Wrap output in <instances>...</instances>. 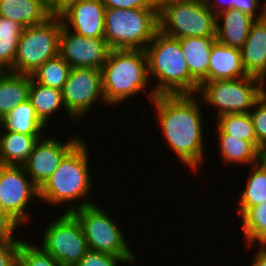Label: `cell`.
Wrapping results in <instances>:
<instances>
[{"label":"cell","mask_w":266,"mask_h":266,"mask_svg":"<svg viewBox=\"0 0 266 266\" xmlns=\"http://www.w3.org/2000/svg\"><path fill=\"white\" fill-rule=\"evenodd\" d=\"M151 101L164 139L179 160L195 172L205 153L203 114L198 98L194 94L157 95Z\"/></svg>","instance_id":"1"},{"label":"cell","mask_w":266,"mask_h":266,"mask_svg":"<svg viewBox=\"0 0 266 266\" xmlns=\"http://www.w3.org/2000/svg\"><path fill=\"white\" fill-rule=\"evenodd\" d=\"M151 42L144 49L148 72L159 82L149 91L150 99L157 95L190 94V71L178 38L158 30Z\"/></svg>","instance_id":"2"},{"label":"cell","mask_w":266,"mask_h":266,"mask_svg":"<svg viewBox=\"0 0 266 266\" xmlns=\"http://www.w3.org/2000/svg\"><path fill=\"white\" fill-rule=\"evenodd\" d=\"M101 73L105 104H119L144 91L150 80L145 50H110Z\"/></svg>","instance_id":"3"},{"label":"cell","mask_w":266,"mask_h":266,"mask_svg":"<svg viewBox=\"0 0 266 266\" xmlns=\"http://www.w3.org/2000/svg\"><path fill=\"white\" fill-rule=\"evenodd\" d=\"M86 144L81 140L63 158L56 171L39 188V200L56 206L68 201L70 207L65 212L71 213L78 208L76 200H83L92 188Z\"/></svg>","instance_id":"4"},{"label":"cell","mask_w":266,"mask_h":266,"mask_svg":"<svg viewBox=\"0 0 266 266\" xmlns=\"http://www.w3.org/2000/svg\"><path fill=\"white\" fill-rule=\"evenodd\" d=\"M159 30L157 9H106L104 39L111 50H144Z\"/></svg>","instance_id":"5"},{"label":"cell","mask_w":266,"mask_h":266,"mask_svg":"<svg viewBox=\"0 0 266 266\" xmlns=\"http://www.w3.org/2000/svg\"><path fill=\"white\" fill-rule=\"evenodd\" d=\"M62 20L53 14L44 23L23 28L13 72L33 75L47 60L59 55Z\"/></svg>","instance_id":"6"},{"label":"cell","mask_w":266,"mask_h":266,"mask_svg":"<svg viewBox=\"0 0 266 266\" xmlns=\"http://www.w3.org/2000/svg\"><path fill=\"white\" fill-rule=\"evenodd\" d=\"M265 82L255 76L204 82L197 94L202 101L215 106L218 117L226 114L249 113L264 95Z\"/></svg>","instance_id":"7"},{"label":"cell","mask_w":266,"mask_h":266,"mask_svg":"<svg viewBox=\"0 0 266 266\" xmlns=\"http://www.w3.org/2000/svg\"><path fill=\"white\" fill-rule=\"evenodd\" d=\"M71 213L80 222L90 250L119 257H136L121 228L101 207L84 200Z\"/></svg>","instance_id":"8"},{"label":"cell","mask_w":266,"mask_h":266,"mask_svg":"<svg viewBox=\"0 0 266 266\" xmlns=\"http://www.w3.org/2000/svg\"><path fill=\"white\" fill-rule=\"evenodd\" d=\"M159 31L174 37H216V15L205 0L172 3L158 12Z\"/></svg>","instance_id":"9"},{"label":"cell","mask_w":266,"mask_h":266,"mask_svg":"<svg viewBox=\"0 0 266 266\" xmlns=\"http://www.w3.org/2000/svg\"><path fill=\"white\" fill-rule=\"evenodd\" d=\"M42 245L61 266H75L89 250L77 218L64 212L43 231Z\"/></svg>","instance_id":"10"},{"label":"cell","mask_w":266,"mask_h":266,"mask_svg":"<svg viewBox=\"0 0 266 266\" xmlns=\"http://www.w3.org/2000/svg\"><path fill=\"white\" fill-rule=\"evenodd\" d=\"M35 197L39 198V188L22 166L0 165V210L25 225L29 216L26 207Z\"/></svg>","instance_id":"11"},{"label":"cell","mask_w":266,"mask_h":266,"mask_svg":"<svg viewBox=\"0 0 266 266\" xmlns=\"http://www.w3.org/2000/svg\"><path fill=\"white\" fill-rule=\"evenodd\" d=\"M65 110L70 119L81 120L91 110L93 103L102 98L105 102L102 90L101 70L94 68H71L67 82L62 89Z\"/></svg>","instance_id":"12"},{"label":"cell","mask_w":266,"mask_h":266,"mask_svg":"<svg viewBox=\"0 0 266 266\" xmlns=\"http://www.w3.org/2000/svg\"><path fill=\"white\" fill-rule=\"evenodd\" d=\"M62 25L59 55L71 68H94L101 70L110 48L104 38L83 37Z\"/></svg>","instance_id":"13"},{"label":"cell","mask_w":266,"mask_h":266,"mask_svg":"<svg viewBox=\"0 0 266 266\" xmlns=\"http://www.w3.org/2000/svg\"><path fill=\"white\" fill-rule=\"evenodd\" d=\"M73 137L68 138L65 143L53 137H44L35 144L22 167L38 188L48 180L63 158L81 141L79 137Z\"/></svg>","instance_id":"14"},{"label":"cell","mask_w":266,"mask_h":266,"mask_svg":"<svg viewBox=\"0 0 266 266\" xmlns=\"http://www.w3.org/2000/svg\"><path fill=\"white\" fill-rule=\"evenodd\" d=\"M105 10L102 0H77L65 6L58 15L66 28L73 27L74 33L104 38Z\"/></svg>","instance_id":"15"},{"label":"cell","mask_w":266,"mask_h":266,"mask_svg":"<svg viewBox=\"0 0 266 266\" xmlns=\"http://www.w3.org/2000/svg\"><path fill=\"white\" fill-rule=\"evenodd\" d=\"M178 40L190 71V94L197 95L199 86L208 82L211 49L216 37H184Z\"/></svg>","instance_id":"16"},{"label":"cell","mask_w":266,"mask_h":266,"mask_svg":"<svg viewBox=\"0 0 266 266\" xmlns=\"http://www.w3.org/2000/svg\"><path fill=\"white\" fill-rule=\"evenodd\" d=\"M240 51L246 73L266 83V16L252 22Z\"/></svg>","instance_id":"17"},{"label":"cell","mask_w":266,"mask_h":266,"mask_svg":"<svg viewBox=\"0 0 266 266\" xmlns=\"http://www.w3.org/2000/svg\"><path fill=\"white\" fill-rule=\"evenodd\" d=\"M249 76L242 63L241 51L215 41L208 67V82Z\"/></svg>","instance_id":"18"},{"label":"cell","mask_w":266,"mask_h":266,"mask_svg":"<svg viewBox=\"0 0 266 266\" xmlns=\"http://www.w3.org/2000/svg\"><path fill=\"white\" fill-rule=\"evenodd\" d=\"M52 15L48 0L0 1V16L15 21L24 28L42 24Z\"/></svg>","instance_id":"19"},{"label":"cell","mask_w":266,"mask_h":266,"mask_svg":"<svg viewBox=\"0 0 266 266\" xmlns=\"http://www.w3.org/2000/svg\"><path fill=\"white\" fill-rule=\"evenodd\" d=\"M219 17H222L223 24L218 22ZM254 20L250 15L235 8L216 14V41L240 49L248 37Z\"/></svg>","instance_id":"20"},{"label":"cell","mask_w":266,"mask_h":266,"mask_svg":"<svg viewBox=\"0 0 266 266\" xmlns=\"http://www.w3.org/2000/svg\"><path fill=\"white\" fill-rule=\"evenodd\" d=\"M0 134V165L7 166H22L35 144L43 138L42 135H26L14 131Z\"/></svg>","instance_id":"21"},{"label":"cell","mask_w":266,"mask_h":266,"mask_svg":"<svg viewBox=\"0 0 266 266\" xmlns=\"http://www.w3.org/2000/svg\"><path fill=\"white\" fill-rule=\"evenodd\" d=\"M32 76L6 71L0 78V120L29 99Z\"/></svg>","instance_id":"22"},{"label":"cell","mask_w":266,"mask_h":266,"mask_svg":"<svg viewBox=\"0 0 266 266\" xmlns=\"http://www.w3.org/2000/svg\"><path fill=\"white\" fill-rule=\"evenodd\" d=\"M45 126L28 99L17 105L1 120L0 128H4V131H14L26 135H42Z\"/></svg>","instance_id":"23"},{"label":"cell","mask_w":266,"mask_h":266,"mask_svg":"<svg viewBox=\"0 0 266 266\" xmlns=\"http://www.w3.org/2000/svg\"><path fill=\"white\" fill-rule=\"evenodd\" d=\"M29 100L31 101L39 119L46 125L51 116L58 112L59 107H64L62 91L47 87L31 79L29 89Z\"/></svg>","instance_id":"24"},{"label":"cell","mask_w":266,"mask_h":266,"mask_svg":"<svg viewBox=\"0 0 266 266\" xmlns=\"http://www.w3.org/2000/svg\"><path fill=\"white\" fill-rule=\"evenodd\" d=\"M219 153L224 163L256 164L260 161V151L250 142L230 135H219Z\"/></svg>","instance_id":"25"},{"label":"cell","mask_w":266,"mask_h":266,"mask_svg":"<svg viewBox=\"0 0 266 266\" xmlns=\"http://www.w3.org/2000/svg\"><path fill=\"white\" fill-rule=\"evenodd\" d=\"M245 189L240 193L239 217L249 208L266 202V167L259 161L252 166Z\"/></svg>","instance_id":"26"},{"label":"cell","mask_w":266,"mask_h":266,"mask_svg":"<svg viewBox=\"0 0 266 266\" xmlns=\"http://www.w3.org/2000/svg\"><path fill=\"white\" fill-rule=\"evenodd\" d=\"M19 23L0 16V66L13 72L19 38L23 31Z\"/></svg>","instance_id":"27"},{"label":"cell","mask_w":266,"mask_h":266,"mask_svg":"<svg viewBox=\"0 0 266 266\" xmlns=\"http://www.w3.org/2000/svg\"><path fill=\"white\" fill-rule=\"evenodd\" d=\"M217 118L219 135H230L240 140L250 141L257 148V137L249 113L226 114Z\"/></svg>","instance_id":"28"},{"label":"cell","mask_w":266,"mask_h":266,"mask_svg":"<svg viewBox=\"0 0 266 266\" xmlns=\"http://www.w3.org/2000/svg\"><path fill=\"white\" fill-rule=\"evenodd\" d=\"M70 69V65L60 55H57L43 63L31 76L41 85L62 91Z\"/></svg>","instance_id":"29"},{"label":"cell","mask_w":266,"mask_h":266,"mask_svg":"<svg viewBox=\"0 0 266 266\" xmlns=\"http://www.w3.org/2000/svg\"><path fill=\"white\" fill-rule=\"evenodd\" d=\"M239 218L242 220V233L248 246H252L266 233V202L249 207Z\"/></svg>","instance_id":"30"},{"label":"cell","mask_w":266,"mask_h":266,"mask_svg":"<svg viewBox=\"0 0 266 266\" xmlns=\"http://www.w3.org/2000/svg\"><path fill=\"white\" fill-rule=\"evenodd\" d=\"M20 266H61L59 262L42 247L21 241L18 251Z\"/></svg>","instance_id":"31"},{"label":"cell","mask_w":266,"mask_h":266,"mask_svg":"<svg viewBox=\"0 0 266 266\" xmlns=\"http://www.w3.org/2000/svg\"><path fill=\"white\" fill-rule=\"evenodd\" d=\"M135 257H119L113 254L88 250L75 266H118L120 263H134Z\"/></svg>","instance_id":"32"},{"label":"cell","mask_w":266,"mask_h":266,"mask_svg":"<svg viewBox=\"0 0 266 266\" xmlns=\"http://www.w3.org/2000/svg\"><path fill=\"white\" fill-rule=\"evenodd\" d=\"M253 109H251L249 114L257 137V149L261 151L266 148V92L255 103Z\"/></svg>","instance_id":"33"},{"label":"cell","mask_w":266,"mask_h":266,"mask_svg":"<svg viewBox=\"0 0 266 266\" xmlns=\"http://www.w3.org/2000/svg\"><path fill=\"white\" fill-rule=\"evenodd\" d=\"M20 225L8 213L0 210V242H21L14 235V230Z\"/></svg>","instance_id":"34"},{"label":"cell","mask_w":266,"mask_h":266,"mask_svg":"<svg viewBox=\"0 0 266 266\" xmlns=\"http://www.w3.org/2000/svg\"><path fill=\"white\" fill-rule=\"evenodd\" d=\"M106 9H156L154 0H102Z\"/></svg>","instance_id":"35"},{"label":"cell","mask_w":266,"mask_h":266,"mask_svg":"<svg viewBox=\"0 0 266 266\" xmlns=\"http://www.w3.org/2000/svg\"><path fill=\"white\" fill-rule=\"evenodd\" d=\"M21 242H0V266H16Z\"/></svg>","instance_id":"36"},{"label":"cell","mask_w":266,"mask_h":266,"mask_svg":"<svg viewBox=\"0 0 266 266\" xmlns=\"http://www.w3.org/2000/svg\"><path fill=\"white\" fill-rule=\"evenodd\" d=\"M258 6H262V8L259 9L260 12L256 15ZM231 8L238 9L254 19H262L266 16V1L263 6L259 3V0H231Z\"/></svg>","instance_id":"37"},{"label":"cell","mask_w":266,"mask_h":266,"mask_svg":"<svg viewBox=\"0 0 266 266\" xmlns=\"http://www.w3.org/2000/svg\"><path fill=\"white\" fill-rule=\"evenodd\" d=\"M213 1H215V2H213L214 4H212V2H211V0H205V2H206V4H207V7L213 12V13H215V15L216 14H219V13H221L222 11H225V10H228V9H231V0H223L222 1V3L220 4L219 2H221V1H218V0H213ZM218 3H217V2ZM226 2V3H225ZM228 2V3H227ZM216 3V4H215ZM218 4H220V5H222V6H219ZM217 7H216V6ZM219 6V7H218ZM214 7H215V9H214ZM216 8H218V9H216Z\"/></svg>","instance_id":"38"},{"label":"cell","mask_w":266,"mask_h":266,"mask_svg":"<svg viewBox=\"0 0 266 266\" xmlns=\"http://www.w3.org/2000/svg\"><path fill=\"white\" fill-rule=\"evenodd\" d=\"M77 0H49L50 8L53 14H58L69 3Z\"/></svg>","instance_id":"39"},{"label":"cell","mask_w":266,"mask_h":266,"mask_svg":"<svg viewBox=\"0 0 266 266\" xmlns=\"http://www.w3.org/2000/svg\"><path fill=\"white\" fill-rule=\"evenodd\" d=\"M254 261L251 266H266V249L259 248L255 253Z\"/></svg>","instance_id":"40"},{"label":"cell","mask_w":266,"mask_h":266,"mask_svg":"<svg viewBox=\"0 0 266 266\" xmlns=\"http://www.w3.org/2000/svg\"><path fill=\"white\" fill-rule=\"evenodd\" d=\"M187 1H193V0H154L156 9L158 12L165 6L172 4V3H179V2H187Z\"/></svg>","instance_id":"41"},{"label":"cell","mask_w":266,"mask_h":266,"mask_svg":"<svg viewBox=\"0 0 266 266\" xmlns=\"http://www.w3.org/2000/svg\"><path fill=\"white\" fill-rule=\"evenodd\" d=\"M258 242H259V248H265L266 249V233L265 234H263L258 240H257Z\"/></svg>","instance_id":"42"},{"label":"cell","mask_w":266,"mask_h":266,"mask_svg":"<svg viewBox=\"0 0 266 266\" xmlns=\"http://www.w3.org/2000/svg\"><path fill=\"white\" fill-rule=\"evenodd\" d=\"M260 161L266 167V148L260 151Z\"/></svg>","instance_id":"43"},{"label":"cell","mask_w":266,"mask_h":266,"mask_svg":"<svg viewBox=\"0 0 266 266\" xmlns=\"http://www.w3.org/2000/svg\"><path fill=\"white\" fill-rule=\"evenodd\" d=\"M6 72L5 69H3L1 66H0V78L2 77V75Z\"/></svg>","instance_id":"44"}]
</instances>
